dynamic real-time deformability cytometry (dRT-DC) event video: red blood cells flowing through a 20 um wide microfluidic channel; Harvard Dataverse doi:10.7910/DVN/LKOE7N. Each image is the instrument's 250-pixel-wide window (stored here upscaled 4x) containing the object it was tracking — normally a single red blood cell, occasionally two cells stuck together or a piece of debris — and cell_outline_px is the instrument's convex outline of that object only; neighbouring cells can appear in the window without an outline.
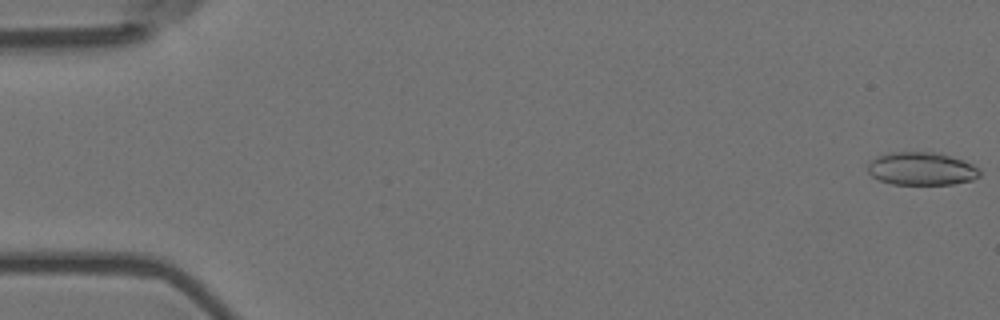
{"species": "Egyptian fruit bat (a non-hibernating species)", "species_latin": "Rousettus aegyptiacus", "temperature_condition": "room temperature", "stored_images_in_passage": 6, "camera_frame_rate_fps": 3000, "um_per_image_px": 0.085, "animal": {"sex": "female"}, "frame": {"image": 1, "passage_image": 1, "time_ms": 0.0, "image_size_px": [1000, 320], "cell_outline_px": [[980, 176], [972, 180], [952, 184], [892, 184], [880, 180], [872, 176], [868, 172], [868, 160], [876, 156], [892, 152], [932, 152], [948, 156], [972, 164], [980, 172]], "centroid_in_image_um": [78.27, 14.34], "position_along_channel_um": 6.7, "area_um2": 21.33}}